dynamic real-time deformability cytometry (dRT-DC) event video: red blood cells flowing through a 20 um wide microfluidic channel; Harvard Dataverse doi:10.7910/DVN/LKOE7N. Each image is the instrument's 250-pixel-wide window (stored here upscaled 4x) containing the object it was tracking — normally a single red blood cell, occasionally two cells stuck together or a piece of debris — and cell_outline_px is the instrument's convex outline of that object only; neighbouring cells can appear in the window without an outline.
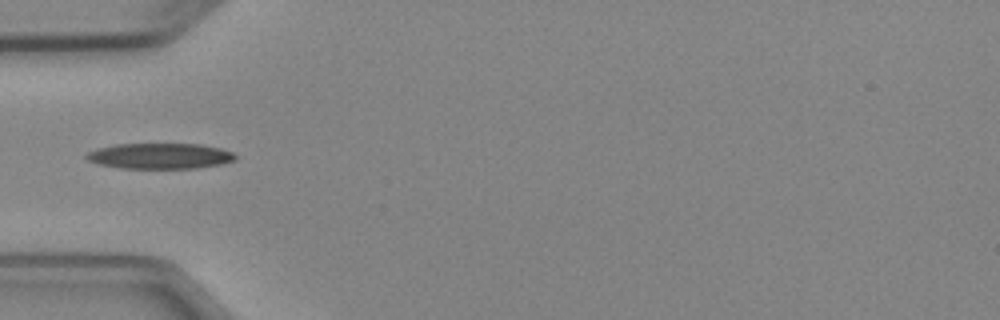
{"species": "Egyptian fruit bat (a non-hibernating species)", "species_latin": "Rousettus aegyptiacus", "temperature_condition": "cold", "stored_images_in_passage": 6, "camera_frame_rate_fps": 3000, "um_per_image_px": 0.085, "animal": {"sex": "female"}, "frame": {"image": 1, "passage_image": 5, "time_ms": 5.667, "image_size_px": [1000, 320], "cell_outline_px": [[236, 160], [220, 164], [196, 168], [120, 168], [100, 164], [88, 160], [84, 156], [88, 152], [96, 148], [116, 144], [200, 144], [220, 148], [232, 152], [236, 156]], "centroid_in_image_um": [13.58, 13.25], "position_along_channel_um": 71.4, "area_um2": 22.2}}
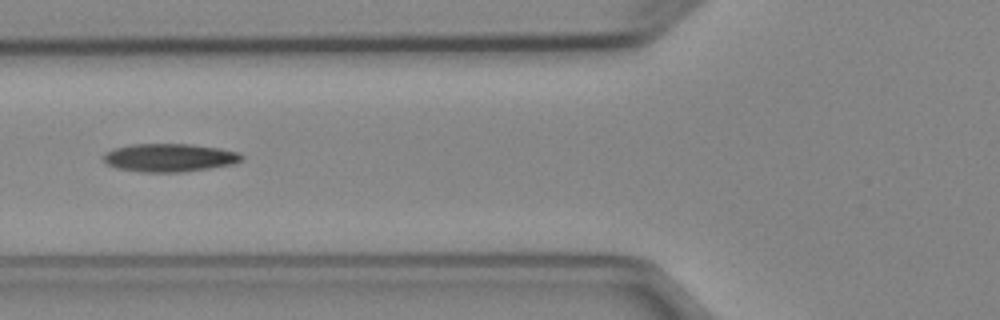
{"frame": {"image": 2, "passage_image": 6, "time_ms": 6.667, "image_size_px": [1000, 320], "cell_outline_px": [[244, 160], [236, 164], [184, 172], [140, 172], [116, 168], [108, 164], [100, 156], [104, 152], [112, 148], [132, 144], [192, 144], [220, 148], [240, 152], [244, 156]], "centroid_in_image_um": [14.42, 13.4], "position_along_channel_um": 111.4, "area_um2": 23.18}}